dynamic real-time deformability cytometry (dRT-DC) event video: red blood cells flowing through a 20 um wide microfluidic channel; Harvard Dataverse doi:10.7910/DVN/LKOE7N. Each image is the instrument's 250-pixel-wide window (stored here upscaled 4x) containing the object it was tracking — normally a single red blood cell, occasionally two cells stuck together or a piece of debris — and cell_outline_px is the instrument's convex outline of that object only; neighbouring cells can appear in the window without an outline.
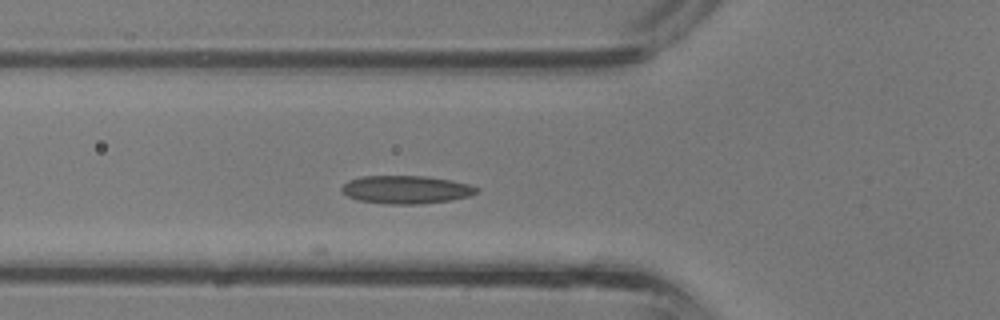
{"species": "common noctule bat (a hibernating species)", "species_latin": "Nyctalus noctula", "temperature_condition": "room temperature", "stored_images_in_passage": 27, "camera_frame_rate_fps": 3000, "um_per_image_px": 0.085, "animal": {"sex": "male", "body_mass_g": 13.3}, "frame": {"image": 1, "passage_image": 2, "time_ms": 0.333, "image_size_px": [1000, 320], "cell_outline_px": [[480, 192], [468, 196], [452, 200], [420, 204], [388, 204], [360, 200], [348, 196], [340, 192], [340, 188], [348, 180], [360, 176], [428, 176], [468, 184], [480, 188]], "centroid_in_image_um": [34.51, 16.11], "position_along_channel_um": 91.3, "area_um2": 22.14}}
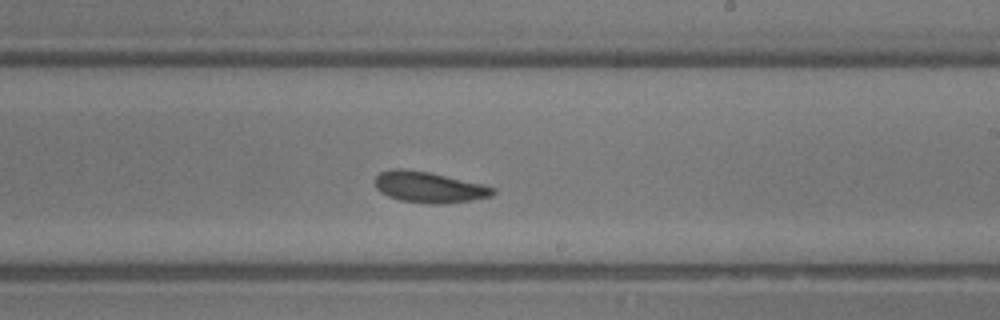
{"frame": {"image": 2, "passage_image": 11, "time_ms": 3.333, "image_size_px": [1000, 320], "cell_outline_px": [[496, 192], [492, 196], [468, 200], [440, 204], [428, 204], [400, 200], [388, 196], [380, 192], [376, 188], [376, 176], [380, 172], [392, 168], [404, 168], [428, 172], [484, 184], [496, 188]], "centroid_in_image_um": [36.46, 15.9], "position_along_channel_um": 252.5, "area_um2": 21.27}}
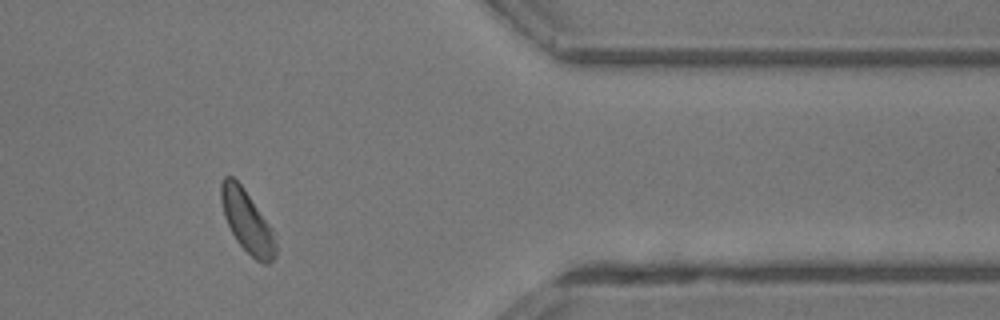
{"frame": {"image": 3, "passage_image": 20, "time_ms": 6.333, "image_size_px": [1000, 320], "cell_outline_px": [[276, 256], [268, 264], [264, 264], [256, 260], [236, 240], [224, 216], [220, 200], [220, 184], [224, 176], [232, 176], [244, 188], [268, 224], [276, 244]], "centroid_in_image_um": [20.97, 18.81], "position_along_channel_um": 390.4, "area_um2": 19.31}}